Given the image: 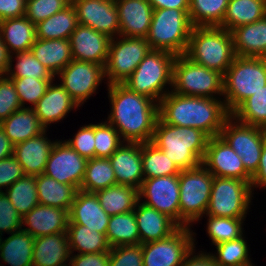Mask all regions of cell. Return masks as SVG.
Returning a JSON list of instances; mask_svg holds the SVG:
<instances>
[{
  "instance_id": "6da1fadb",
  "label": "cell",
  "mask_w": 266,
  "mask_h": 266,
  "mask_svg": "<svg viewBox=\"0 0 266 266\" xmlns=\"http://www.w3.org/2000/svg\"><path fill=\"white\" fill-rule=\"evenodd\" d=\"M107 88L111 110L106 121L117 129L124 142H151L159 118V103L123 84Z\"/></svg>"
},
{
  "instance_id": "7a4b0ae2",
  "label": "cell",
  "mask_w": 266,
  "mask_h": 266,
  "mask_svg": "<svg viewBox=\"0 0 266 266\" xmlns=\"http://www.w3.org/2000/svg\"><path fill=\"white\" fill-rule=\"evenodd\" d=\"M230 115L222 98L184 96L170 91L159 102V118L164 123L198 128L209 137L220 136Z\"/></svg>"
},
{
  "instance_id": "3957f363",
  "label": "cell",
  "mask_w": 266,
  "mask_h": 266,
  "mask_svg": "<svg viewBox=\"0 0 266 266\" xmlns=\"http://www.w3.org/2000/svg\"><path fill=\"white\" fill-rule=\"evenodd\" d=\"M209 136L193 127H176L158 118L152 143L161 149L180 170L202 164Z\"/></svg>"
},
{
  "instance_id": "277c9868",
  "label": "cell",
  "mask_w": 266,
  "mask_h": 266,
  "mask_svg": "<svg viewBox=\"0 0 266 266\" xmlns=\"http://www.w3.org/2000/svg\"><path fill=\"white\" fill-rule=\"evenodd\" d=\"M184 55L224 76L236 57L232 34L219 26L193 27Z\"/></svg>"
},
{
  "instance_id": "5b68a950",
  "label": "cell",
  "mask_w": 266,
  "mask_h": 266,
  "mask_svg": "<svg viewBox=\"0 0 266 266\" xmlns=\"http://www.w3.org/2000/svg\"><path fill=\"white\" fill-rule=\"evenodd\" d=\"M175 58L176 55L173 53L151 50L124 81L123 85L131 91L147 96L159 103L172 89Z\"/></svg>"
},
{
  "instance_id": "8992f818",
  "label": "cell",
  "mask_w": 266,
  "mask_h": 266,
  "mask_svg": "<svg viewBox=\"0 0 266 266\" xmlns=\"http://www.w3.org/2000/svg\"><path fill=\"white\" fill-rule=\"evenodd\" d=\"M266 85V58L236 56L223 76V100L231 114Z\"/></svg>"
},
{
  "instance_id": "52a82bcc",
  "label": "cell",
  "mask_w": 266,
  "mask_h": 266,
  "mask_svg": "<svg viewBox=\"0 0 266 266\" xmlns=\"http://www.w3.org/2000/svg\"><path fill=\"white\" fill-rule=\"evenodd\" d=\"M188 11L154 9L146 37L152 50H163L176 56L185 54L193 29Z\"/></svg>"
},
{
  "instance_id": "ba28073f",
  "label": "cell",
  "mask_w": 266,
  "mask_h": 266,
  "mask_svg": "<svg viewBox=\"0 0 266 266\" xmlns=\"http://www.w3.org/2000/svg\"><path fill=\"white\" fill-rule=\"evenodd\" d=\"M214 175L202 164L181 170L180 189V227L199 222L205 216L209 204Z\"/></svg>"
},
{
  "instance_id": "9c48e42d",
  "label": "cell",
  "mask_w": 266,
  "mask_h": 266,
  "mask_svg": "<svg viewBox=\"0 0 266 266\" xmlns=\"http://www.w3.org/2000/svg\"><path fill=\"white\" fill-rule=\"evenodd\" d=\"M171 91L184 96L220 98L223 97V75L184 54L178 55L173 64Z\"/></svg>"
},
{
  "instance_id": "30bf717a",
  "label": "cell",
  "mask_w": 266,
  "mask_h": 266,
  "mask_svg": "<svg viewBox=\"0 0 266 266\" xmlns=\"http://www.w3.org/2000/svg\"><path fill=\"white\" fill-rule=\"evenodd\" d=\"M250 182L214 176L205 215L246 218L254 194Z\"/></svg>"
},
{
  "instance_id": "8fae6325",
  "label": "cell",
  "mask_w": 266,
  "mask_h": 266,
  "mask_svg": "<svg viewBox=\"0 0 266 266\" xmlns=\"http://www.w3.org/2000/svg\"><path fill=\"white\" fill-rule=\"evenodd\" d=\"M151 50L146 38L117 36L111 39L104 66L106 84H123Z\"/></svg>"
},
{
  "instance_id": "7c38bea8",
  "label": "cell",
  "mask_w": 266,
  "mask_h": 266,
  "mask_svg": "<svg viewBox=\"0 0 266 266\" xmlns=\"http://www.w3.org/2000/svg\"><path fill=\"white\" fill-rule=\"evenodd\" d=\"M220 136L241 157L246 172L252 177L258 169L266 129L241 123L230 115Z\"/></svg>"
},
{
  "instance_id": "4fadbf2b",
  "label": "cell",
  "mask_w": 266,
  "mask_h": 266,
  "mask_svg": "<svg viewBox=\"0 0 266 266\" xmlns=\"http://www.w3.org/2000/svg\"><path fill=\"white\" fill-rule=\"evenodd\" d=\"M191 227H179L169 237L142 245L143 266H182L187 254L195 247Z\"/></svg>"
},
{
  "instance_id": "5bb4252c",
  "label": "cell",
  "mask_w": 266,
  "mask_h": 266,
  "mask_svg": "<svg viewBox=\"0 0 266 266\" xmlns=\"http://www.w3.org/2000/svg\"><path fill=\"white\" fill-rule=\"evenodd\" d=\"M80 106L96 92L105 79L104 67L93 62L72 60L55 78Z\"/></svg>"
},
{
  "instance_id": "9a60e30c",
  "label": "cell",
  "mask_w": 266,
  "mask_h": 266,
  "mask_svg": "<svg viewBox=\"0 0 266 266\" xmlns=\"http://www.w3.org/2000/svg\"><path fill=\"white\" fill-rule=\"evenodd\" d=\"M138 196L140 202L167 215L180 227L179 175L144 179Z\"/></svg>"
},
{
  "instance_id": "2e32d148",
  "label": "cell",
  "mask_w": 266,
  "mask_h": 266,
  "mask_svg": "<svg viewBox=\"0 0 266 266\" xmlns=\"http://www.w3.org/2000/svg\"><path fill=\"white\" fill-rule=\"evenodd\" d=\"M88 159L80 156L65 140H57L44 170L45 175L59 183L80 189Z\"/></svg>"
},
{
  "instance_id": "e0dca14e",
  "label": "cell",
  "mask_w": 266,
  "mask_h": 266,
  "mask_svg": "<svg viewBox=\"0 0 266 266\" xmlns=\"http://www.w3.org/2000/svg\"><path fill=\"white\" fill-rule=\"evenodd\" d=\"M77 14L78 24L107 35L119 36V16L114 0H71Z\"/></svg>"
},
{
  "instance_id": "ac0fdd59",
  "label": "cell",
  "mask_w": 266,
  "mask_h": 266,
  "mask_svg": "<svg viewBox=\"0 0 266 266\" xmlns=\"http://www.w3.org/2000/svg\"><path fill=\"white\" fill-rule=\"evenodd\" d=\"M202 165L216 177L244 181L252 179L246 172L241 157L221 136L209 138Z\"/></svg>"
},
{
  "instance_id": "d6986e66",
  "label": "cell",
  "mask_w": 266,
  "mask_h": 266,
  "mask_svg": "<svg viewBox=\"0 0 266 266\" xmlns=\"http://www.w3.org/2000/svg\"><path fill=\"white\" fill-rule=\"evenodd\" d=\"M73 60L105 66L111 38L89 26L78 24L70 38Z\"/></svg>"
},
{
  "instance_id": "ffe728a7",
  "label": "cell",
  "mask_w": 266,
  "mask_h": 266,
  "mask_svg": "<svg viewBox=\"0 0 266 266\" xmlns=\"http://www.w3.org/2000/svg\"><path fill=\"white\" fill-rule=\"evenodd\" d=\"M116 183L139 189L143 183L142 143L123 142L109 157Z\"/></svg>"
},
{
  "instance_id": "44dd1931",
  "label": "cell",
  "mask_w": 266,
  "mask_h": 266,
  "mask_svg": "<svg viewBox=\"0 0 266 266\" xmlns=\"http://www.w3.org/2000/svg\"><path fill=\"white\" fill-rule=\"evenodd\" d=\"M120 32L119 36L146 38L154 9L148 0L115 1Z\"/></svg>"
},
{
  "instance_id": "7402d4cb",
  "label": "cell",
  "mask_w": 266,
  "mask_h": 266,
  "mask_svg": "<svg viewBox=\"0 0 266 266\" xmlns=\"http://www.w3.org/2000/svg\"><path fill=\"white\" fill-rule=\"evenodd\" d=\"M69 211L61 208L38 204L22 217V230L34 238L67 232ZM27 226V227H26Z\"/></svg>"
},
{
  "instance_id": "603a6c76",
  "label": "cell",
  "mask_w": 266,
  "mask_h": 266,
  "mask_svg": "<svg viewBox=\"0 0 266 266\" xmlns=\"http://www.w3.org/2000/svg\"><path fill=\"white\" fill-rule=\"evenodd\" d=\"M54 81L50 83L44 96L33 107L46 130L52 123L63 121L71 110L79 109V105L71 98L70 94Z\"/></svg>"
},
{
  "instance_id": "cb8c5ba5",
  "label": "cell",
  "mask_w": 266,
  "mask_h": 266,
  "mask_svg": "<svg viewBox=\"0 0 266 266\" xmlns=\"http://www.w3.org/2000/svg\"><path fill=\"white\" fill-rule=\"evenodd\" d=\"M110 216L94 192L78 190L69 210V224H80L106 235Z\"/></svg>"
},
{
  "instance_id": "d4e9b609",
  "label": "cell",
  "mask_w": 266,
  "mask_h": 266,
  "mask_svg": "<svg viewBox=\"0 0 266 266\" xmlns=\"http://www.w3.org/2000/svg\"><path fill=\"white\" fill-rule=\"evenodd\" d=\"M47 131L14 145L13 156L22 165L25 175L37 176L44 173L47 160L57 141H51L46 136Z\"/></svg>"
},
{
  "instance_id": "484cf974",
  "label": "cell",
  "mask_w": 266,
  "mask_h": 266,
  "mask_svg": "<svg viewBox=\"0 0 266 266\" xmlns=\"http://www.w3.org/2000/svg\"><path fill=\"white\" fill-rule=\"evenodd\" d=\"M134 212L140 235V244L167 238L179 228L170 217L140 201L137 202Z\"/></svg>"
},
{
  "instance_id": "4316f807",
  "label": "cell",
  "mask_w": 266,
  "mask_h": 266,
  "mask_svg": "<svg viewBox=\"0 0 266 266\" xmlns=\"http://www.w3.org/2000/svg\"><path fill=\"white\" fill-rule=\"evenodd\" d=\"M70 256L67 232L34 239L33 266H63L69 263Z\"/></svg>"
},
{
  "instance_id": "83f0119b",
  "label": "cell",
  "mask_w": 266,
  "mask_h": 266,
  "mask_svg": "<svg viewBox=\"0 0 266 266\" xmlns=\"http://www.w3.org/2000/svg\"><path fill=\"white\" fill-rule=\"evenodd\" d=\"M231 34L236 56L266 58V15L233 29Z\"/></svg>"
},
{
  "instance_id": "f1b7e54d",
  "label": "cell",
  "mask_w": 266,
  "mask_h": 266,
  "mask_svg": "<svg viewBox=\"0 0 266 266\" xmlns=\"http://www.w3.org/2000/svg\"><path fill=\"white\" fill-rule=\"evenodd\" d=\"M0 34L10 54L30 51L36 38V26L26 16L0 21Z\"/></svg>"
},
{
  "instance_id": "f546056e",
  "label": "cell",
  "mask_w": 266,
  "mask_h": 266,
  "mask_svg": "<svg viewBox=\"0 0 266 266\" xmlns=\"http://www.w3.org/2000/svg\"><path fill=\"white\" fill-rule=\"evenodd\" d=\"M30 51L54 77L73 60L69 39H36Z\"/></svg>"
},
{
  "instance_id": "4dcf8cb0",
  "label": "cell",
  "mask_w": 266,
  "mask_h": 266,
  "mask_svg": "<svg viewBox=\"0 0 266 266\" xmlns=\"http://www.w3.org/2000/svg\"><path fill=\"white\" fill-rule=\"evenodd\" d=\"M13 145L36 137L46 131L31 107H21L0 123Z\"/></svg>"
},
{
  "instance_id": "1f68e13d",
  "label": "cell",
  "mask_w": 266,
  "mask_h": 266,
  "mask_svg": "<svg viewBox=\"0 0 266 266\" xmlns=\"http://www.w3.org/2000/svg\"><path fill=\"white\" fill-rule=\"evenodd\" d=\"M34 239L22 229L11 233L4 240L1 236L0 261L10 266H33ZM1 262L0 266H4Z\"/></svg>"
},
{
  "instance_id": "d6a6232c",
  "label": "cell",
  "mask_w": 266,
  "mask_h": 266,
  "mask_svg": "<svg viewBox=\"0 0 266 266\" xmlns=\"http://www.w3.org/2000/svg\"><path fill=\"white\" fill-rule=\"evenodd\" d=\"M266 15V0H229L219 26L231 32L233 29L258 21Z\"/></svg>"
},
{
  "instance_id": "836d02e7",
  "label": "cell",
  "mask_w": 266,
  "mask_h": 266,
  "mask_svg": "<svg viewBox=\"0 0 266 266\" xmlns=\"http://www.w3.org/2000/svg\"><path fill=\"white\" fill-rule=\"evenodd\" d=\"M36 190L39 204L68 211L78 191L74 186L59 183L43 173L36 176Z\"/></svg>"
},
{
  "instance_id": "e575fe53",
  "label": "cell",
  "mask_w": 266,
  "mask_h": 266,
  "mask_svg": "<svg viewBox=\"0 0 266 266\" xmlns=\"http://www.w3.org/2000/svg\"><path fill=\"white\" fill-rule=\"evenodd\" d=\"M95 194L109 216L131 212L139 201L138 189L130 185L116 184Z\"/></svg>"
},
{
  "instance_id": "d590c367",
  "label": "cell",
  "mask_w": 266,
  "mask_h": 266,
  "mask_svg": "<svg viewBox=\"0 0 266 266\" xmlns=\"http://www.w3.org/2000/svg\"><path fill=\"white\" fill-rule=\"evenodd\" d=\"M78 25L74 6L70 4L62 11L56 12L47 19L38 22L36 38L42 40L69 39Z\"/></svg>"
},
{
  "instance_id": "8d00e7d4",
  "label": "cell",
  "mask_w": 266,
  "mask_h": 266,
  "mask_svg": "<svg viewBox=\"0 0 266 266\" xmlns=\"http://www.w3.org/2000/svg\"><path fill=\"white\" fill-rule=\"evenodd\" d=\"M67 236L71 254L100 253L110 251L106 235L80 224H68Z\"/></svg>"
},
{
  "instance_id": "74e56055",
  "label": "cell",
  "mask_w": 266,
  "mask_h": 266,
  "mask_svg": "<svg viewBox=\"0 0 266 266\" xmlns=\"http://www.w3.org/2000/svg\"><path fill=\"white\" fill-rule=\"evenodd\" d=\"M106 238L111 248L119 245L140 244V235L134 210L110 216Z\"/></svg>"
},
{
  "instance_id": "f35d334b",
  "label": "cell",
  "mask_w": 266,
  "mask_h": 266,
  "mask_svg": "<svg viewBox=\"0 0 266 266\" xmlns=\"http://www.w3.org/2000/svg\"><path fill=\"white\" fill-rule=\"evenodd\" d=\"M229 0H189V18L193 27L220 26Z\"/></svg>"
},
{
  "instance_id": "ab89813d",
  "label": "cell",
  "mask_w": 266,
  "mask_h": 266,
  "mask_svg": "<svg viewBox=\"0 0 266 266\" xmlns=\"http://www.w3.org/2000/svg\"><path fill=\"white\" fill-rule=\"evenodd\" d=\"M142 166L144 179L179 175L181 170L152 142L142 143Z\"/></svg>"
},
{
  "instance_id": "60d3db41",
  "label": "cell",
  "mask_w": 266,
  "mask_h": 266,
  "mask_svg": "<svg viewBox=\"0 0 266 266\" xmlns=\"http://www.w3.org/2000/svg\"><path fill=\"white\" fill-rule=\"evenodd\" d=\"M116 184L109 158L88 159L80 190L95 193Z\"/></svg>"
},
{
  "instance_id": "b9f144b4",
  "label": "cell",
  "mask_w": 266,
  "mask_h": 266,
  "mask_svg": "<svg viewBox=\"0 0 266 266\" xmlns=\"http://www.w3.org/2000/svg\"><path fill=\"white\" fill-rule=\"evenodd\" d=\"M10 202L23 217L39 204L36 190V176L24 175L5 190Z\"/></svg>"
},
{
  "instance_id": "7bdbcfd3",
  "label": "cell",
  "mask_w": 266,
  "mask_h": 266,
  "mask_svg": "<svg viewBox=\"0 0 266 266\" xmlns=\"http://www.w3.org/2000/svg\"><path fill=\"white\" fill-rule=\"evenodd\" d=\"M231 116L241 123L266 129V85L244 100Z\"/></svg>"
},
{
  "instance_id": "ee69618b",
  "label": "cell",
  "mask_w": 266,
  "mask_h": 266,
  "mask_svg": "<svg viewBox=\"0 0 266 266\" xmlns=\"http://www.w3.org/2000/svg\"><path fill=\"white\" fill-rule=\"evenodd\" d=\"M12 57L16 60L15 67L12 64L14 61ZM5 76L7 78L32 77L35 79H55L52 73L34 57L31 51L11 54Z\"/></svg>"
},
{
  "instance_id": "f6af8a7d",
  "label": "cell",
  "mask_w": 266,
  "mask_h": 266,
  "mask_svg": "<svg viewBox=\"0 0 266 266\" xmlns=\"http://www.w3.org/2000/svg\"><path fill=\"white\" fill-rule=\"evenodd\" d=\"M207 216L206 231L212 244L236 240L244 234L243 223L246 218H229V217H214Z\"/></svg>"
},
{
  "instance_id": "bcb514c9",
  "label": "cell",
  "mask_w": 266,
  "mask_h": 266,
  "mask_svg": "<svg viewBox=\"0 0 266 266\" xmlns=\"http://www.w3.org/2000/svg\"><path fill=\"white\" fill-rule=\"evenodd\" d=\"M245 236L215 245L216 252L212 254L219 266H241L253 264L249 256V245ZM216 254V255H215Z\"/></svg>"
},
{
  "instance_id": "7dc6e473",
  "label": "cell",
  "mask_w": 266,
  "mask_h": 266,
  "mask_svg": "<svg viewBox=\"0 0 266 266\" xmlns=\"http://www.w3.org/2000/svg\"><path fill=\"white\" fill-rule=\"evenodd\" d=\"M95 157L109 158L124 142L117 129L107 121L94 124Z\"/></svg>"
},
{
  "instance_id": "c3c4849f",
  "label": "cell",
  "mask_w": 266,
  "mask_h": 266,
  "mask_svg": "<svg viewBox=\"0 0 266 266\" xmlns=\"http://www.w3.org/2000/svg\"><path fill=\"white\" fill-rule=\"evenodd\" d=\"M13 81L22 107L29 102L33 108L44 96L50 83L55 79H35L32 77L9 78Z\"/></svg>"
},
{
  "instance_id": "681fc988",
  "label": "cell",
  "mask_w": 266,
  "mask_h": 266,
  "mask_svg": "<svg viewBox=\"0 0 266 266\" xmlns=\"http://www.w3.org/2000/svg\"><path fill=\"white\" fill-rule=\"evenodd\" d=\"M70 4L71 0H26L25 16L36 25Z\"/></svg>"
},
{
  "instance_id": "f907efd6",
  "label": "cell",
  "mask_w": 266,
  "mask_h": 266,
  "mask_svg": "<svg viewBox=\"0 0 266 266\" xmlns=\"http://www.w3.org/2000/svg\"><path fill=\"white\" fill-rule=\"evenodd\" d=\"M109 266H143L142 245H119L109 251Z\"/></svg>"
},
{
  "instance_id": "816d5d0a",
  "label": "cell",
  "mask_w": 266,
  "mask_h": 266,
  "mask_svg": "<svg viewBox=\"0 0 266 266\" xmlns=\"http://www.w3.org/2000/svg\"><path fill=\"white\" fill-rule=\"evenodd\" d=\"M21 107L13 81L0 76V123Z\"/></svg>"
},
{
  "instance_id": "f5cc1de1",
  "label": "cell",
  "mask_w": 266,
  "mask_h": 266,
  "mask_svg": "<svg viewBox=\"0 0 266 266\" xmlns=\"http://www.w3.org/2000/svg\"><path fill=\"white\" fill-rule=\"evenodd\" d=\"M74 137V138H73ZM72 139L65 141L80 155L86 159L95 157L94 124H86L80 127Z\"/></svg>"
},
{
  "instance_id": "db71d44e",
  "label": "cell",
  "mask_w": 266,
  "mask_h": 266,
  "mask_svg": "<svg viewBox=\"0 0 266 266\" xmlns=\"http://www.w3.org/2000/svg\"><path fill=\"white\" fill-rule=\"evenodd\" d=\"M22 229V217L10 202L5 192H0V237Z\"/></svg>"
},
{
  "instance_id": "11a10c76",
  "label": "cell",
  "mask_w": 266,
  "mask_h": 266,
  "mask_svg": "<svg viewBox=\"0 0 266 266\" xmlns=\"http://www.w3.org/2000/svg\"><path fill=\"white\" fill-rule=\"evenodd\" d=\"M20 162L14 157H8L0 161V192H4L18 179L24 176ZM2 188L4 190H2Z\"/></svg>"
},
{
  "instance_id": "9f6ffc18",
  "label": "cell",
  "mask_w": 266,
  "mask_h": 266,
  "mask_svg": "<svg viewBox=\"0 0 266 266\" xmlns=\"http://www.w3.org/2000/svg\"><path fill=\"white\" fill-rule=\"evenodd\" d=\"M69 264L70 266H109V251L71 254Z\"/></svg>"
},
{
  "instance_id": "6f0895ef",
  "label": "cell",
  "mask_w": 266,
  "mask_h": 266,
  "mask_svg": "<svg viewBox=\"0 0 266 266\" xmlns=\"http://www.w3.org/2000/svg\"><path fill=\"white\" fill-rule=\"evenodd\" d=\"M26 0H0V21L25 16Z\"/></svg>"
},
{
  "instance_id": "680465c9",
  "label": "cell",
  "mask_w": 266,
  "mask_h": 266,
  "mask_svg": "<svg viewBox=\"0 0 266 266\" xmlns=\"http://www.w3.org/2000/svg\"><path fill=\"white\" fill-rule=\"evenodd\" d=\"M195 248L193 247L187 254L182 266H219L210 252L199 251L195 253Z\"/></svg>"
},
{
  "instance_id": "91938a15",
  "label": "cell",
  "mask_w": 266,
  "mask_h": 266,
  "mask_svg": "<svg viewBox=\"0 0 266 266\" xmlns=\"http://www.w3.org/2000/svg\"><path fill=\"white\" fill-rule=\"evenodd\" d=\"M250 184L253 191L255 188H266V139L261 152L258 169L256 173L252 176Z\"/></svg>"
},
{
  "instance_id": "94428289",
  "label": "cell",
  "mask_w": 266,
  "mask_h": 266,
  "mask_svg": "<svg viewBox=\"0 0 266 266\" xmlns=\"http://www.w3.org/2000/svg\"><path fill=\"white\" fill-rule=\"evenodd\" d=\"M153 9L189 10V0H148Z\"/></svg>"
},
{
  "instance_id": "6125c7cd",
  "label": "cell",
  "mask_w": 266,
  "mask_h": 266,
  "mask_svg": "<svg viewBox=\"0 0 266 266\" xmlns=\"http://www.w3.org/2000/svg\"><path fill=\"white\" fill-rule=\"evenodd\" d=\"M14 145L6 136L4 129L0 125V161L13 156Z\"/></svg>"
},
{
  "instance_id": "be15d7a7",
  "label": "cell",
  "mask_w": 266,
  "mask_h": 266,
  "mask_svg": "<svg viewBox=\"0 0 266 266\" xmlns=\"http://www.w3.org/2000/svg\"><path fill=\"white\" fill-rule=\"evenodd\" d=\"M10 56L0 34V76H5L10 63Z\"/></svg>"
},
{
  "instance_id": "e7e4bbea",
  "label": "cell",
  "mask_w": 266,
  "mask_h": 266,
  "mask_svg": "<svg viewBox=\"0 0 266 266\" xmlns=\"http://www.w3.org/2000/svg\"><path fill=\"white\" fill-rule=\"evenodd\" d=\"M255 266V264H245V265H241V266Z\"/></svg>"
}]
</instances>
